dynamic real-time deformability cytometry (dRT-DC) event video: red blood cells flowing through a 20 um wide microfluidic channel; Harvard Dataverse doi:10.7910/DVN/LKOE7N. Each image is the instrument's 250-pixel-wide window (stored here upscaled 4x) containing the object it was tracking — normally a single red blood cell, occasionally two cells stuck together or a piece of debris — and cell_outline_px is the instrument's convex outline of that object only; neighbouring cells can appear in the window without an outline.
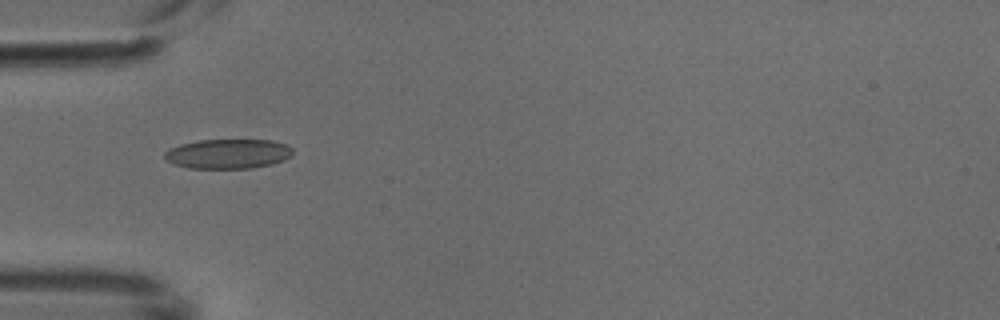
{"species": "common noctule bat (a hibernating species)", "species_latin": "Nyctalus noctula", "temperature_condition": "cold", "stored_images_in_passage": 5, "camera_frame_rate_fps": 3000, "um_per_image_px": 0.085, "animal": {"sex": "male", "body_mass_g": 18.8}, "frame": {"image": 1, "passage_image": 4, "time_ms": 1.0, "image_size_px": [1000, 320], "cell_outline_px": [[292, 156], [284, 160], [272, 164], [252, 168], [188, 168], [172, 164], [164, 160], [164, 152], [180, 144], [200, 140], [272, 140], [284, 144], [292, 148]], "centroid_in_image_um": [19.36, 13.08], "position_along_channel_um": 65.6, "area_um2": 22.2}}
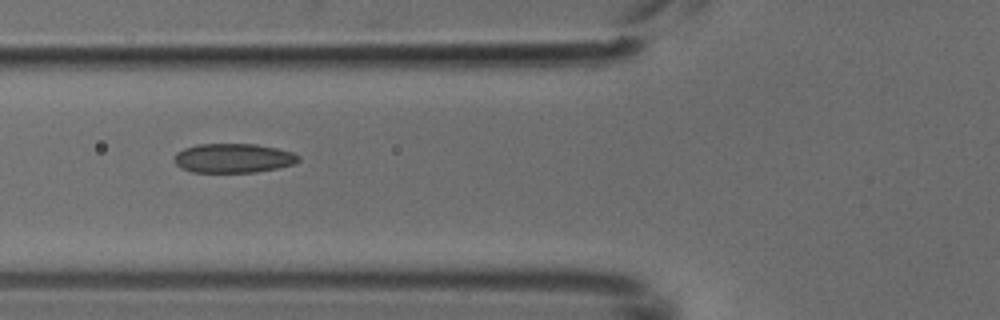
{"frame": {"image": 2, "passage_image": 5, "time_ms": 1.333, "image_size_px": [1000, 320], "cell_outline_px": [[300, 160], [292, 164], [276, 168], [256, 172], [192, 172], [180, 168], [172, 160], [176, 152], [184, 148], [196, 144], [256, 144], [276, 148], [292, 152], [300, 156]], "centroid_in_image_um": [19.78, 13.44], "position_along_channel_um": 106.0, "area_um2": 21.27}}